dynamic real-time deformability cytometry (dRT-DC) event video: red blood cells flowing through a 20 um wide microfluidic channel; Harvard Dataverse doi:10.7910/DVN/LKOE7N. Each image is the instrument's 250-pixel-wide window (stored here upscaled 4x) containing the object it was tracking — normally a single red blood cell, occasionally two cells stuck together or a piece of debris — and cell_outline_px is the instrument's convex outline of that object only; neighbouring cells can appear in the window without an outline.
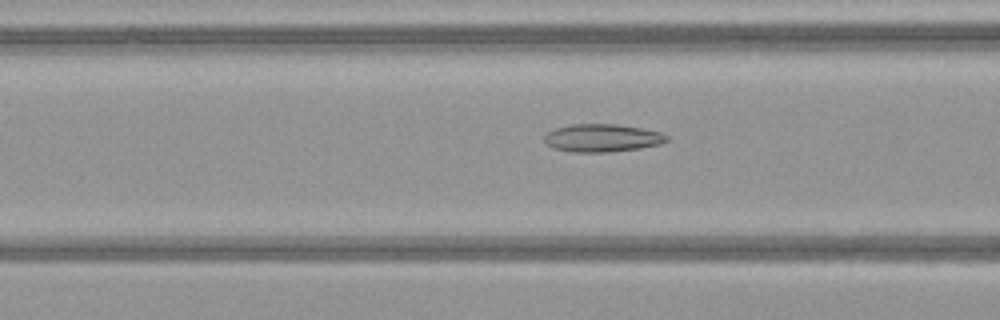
{"species": "common noctule bat (a hibernating species)", "species_latin": "Nyctalus noctula", "temperature_condition": "warm", "stored_images_in_passage": 51, "camera_frame_rate_fps": 3000, "um_per_image_px": 0.085, "animal": {"sex": "female", "body_mass_g": 21.9}, "frame": {"image": 1, "passage_image": 21, "time_ms": 6.667, "image_size_px": [1000, 320], "cell_outline_px": [[668, 140], [660, 144], [640, 148], [608, 152], [572, 152], [552, 148], [544, 144], [544, 136], [548, 132], [556, 128], [572, 124], [616, 124], [640, 128], [660, 132], [668, 136]], "centroid_in_image_um": [51.15, 11.73], "position_along_channel_um": 115.5, "area_um2": 19.88}}
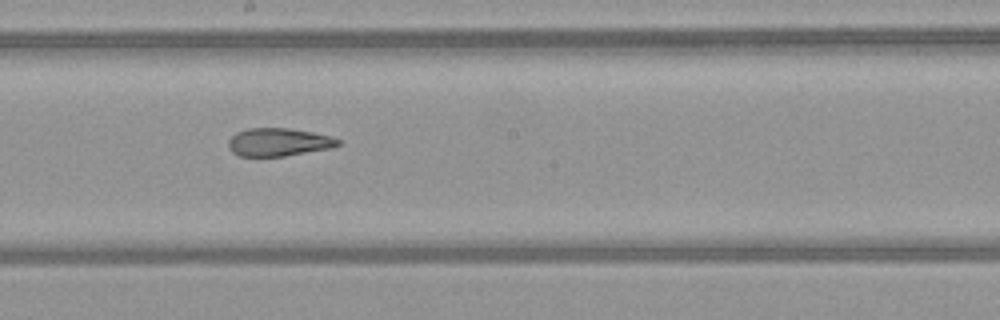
{"frame": {"image": 2, "passage_image": 29, "time_ms": 9.333, "image_size_px": [1000, 320], "cell_outline_px": [[340, 144], [332, 148], [284, 156], [240, 156], [232, 152], [228, 148], [228, 140], [236, 132], [248, 128], [288, 128], [312, 132], [332, 136], [340, 140]], "centroid_in_image_um": [23.67, 12.08], "position_along_channel_um": 224.5, "area_um2": 17.98}}
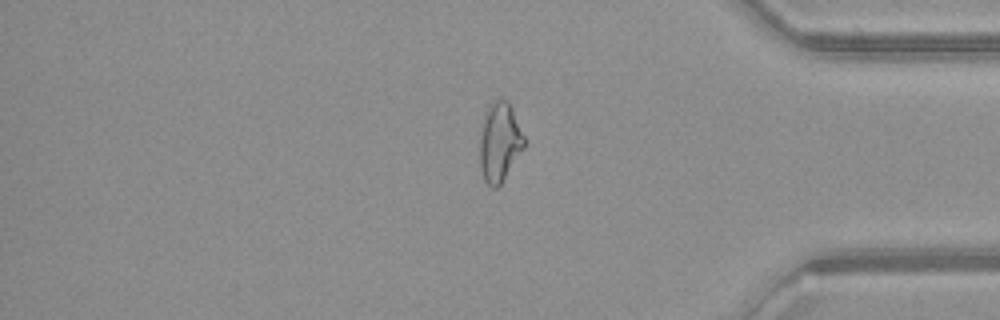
{"frame": {"image": 3, "passage_image": 43, "time_ms": 14.0, "image_size_px": [1000, 320], "cell_outline_px": [[524, 148], [500, 184], [496, 188], [492, 188], [484, 180], [480, 168], [480, 140], [484, 112], [488, 104], [496, 100], [508, 100], [512, 108], [524, 136]], "centroid_in_image_um": [42.45, 12.06], "position_along_channel_um": 392.7, "area_um2": 20.35}, "authors_computed_cell_mechanics": {"area_um2": 21.386, "velocity_mm_per_s": 4.0732, "shape_relaxation_time_tau1_ms": null, "shape_relaxation_time_tau2_ms": 2.437, "deformation_change_tau1": null, "deformation_change_tau2": 0.1183}}